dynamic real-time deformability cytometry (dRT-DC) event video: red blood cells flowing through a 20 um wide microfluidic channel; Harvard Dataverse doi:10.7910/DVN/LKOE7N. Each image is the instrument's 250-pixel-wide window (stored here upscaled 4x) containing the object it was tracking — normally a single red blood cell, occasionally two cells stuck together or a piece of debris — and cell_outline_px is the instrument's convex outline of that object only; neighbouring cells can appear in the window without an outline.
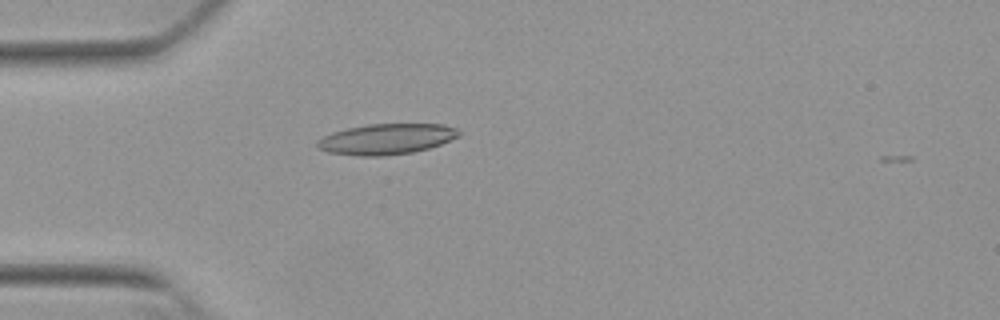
{"species": "Egyptian fruit bat (a non-hibernating species)", "species_latin": "Rousettus aegyptiacus", "temperature_condition": "warm", "stored_images_in_passage": 43, "camera_frame_rate_fps": 3000, "um_per_image_px": 0.085, "animal": {"sex": "female"}, "frame": {"image": 1, "passage_image": 5, "time_ms": 1.333, "image_size_px": [1000, 320], "cell_outline_px": [[460, 136], [440, 144], [428, 148], [412, 152], [384, 156], [360, 156], [328, 152], [320, 148], [316, 144], [316, 140], [332, 132], [348, 128], [368, 124], [444, 124], [456, 128], [460, 132]], "centroid_in_image_um": [32.85, 11.81], "position_along_channel_um": 52.1, "area_um2": 25.2}}
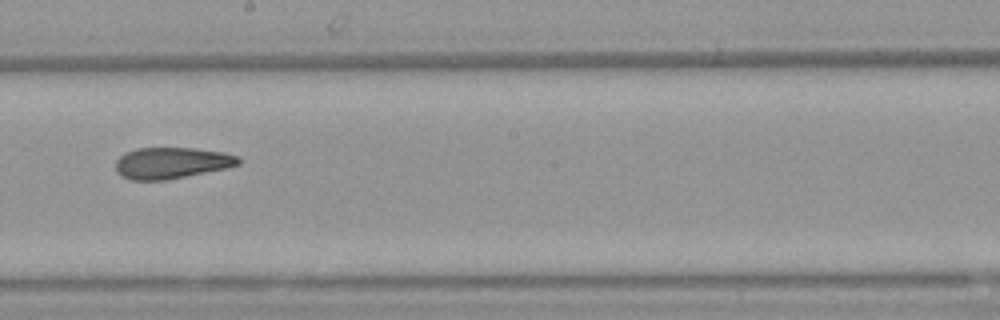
{"frame": {"image": 2, "passage_image": 20, "time_ms": 6.333, "image_size_px": [1000, 320], "cell_outline_px": [[240, 164], [228, 168], [168, 180], [132, 180], [116, 172], [116, 160], [124, 152], [136, 148], [196, 148], [224, 152], [240, 156]], "centroid_in_image_um": [14.62, 13.84], "position_along_channel_um": 233.6, "area_um2": 22.66}}
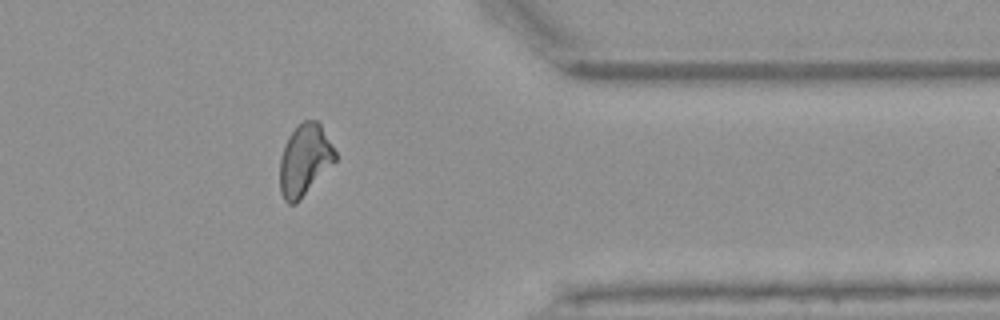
{"frame": {"image": 3, "passage_image": 33, "time_ms": 10.667, "image_size_px": [1000, 320], "cell_outline_px": [[336, 160], [300, 200], [296, 204], [288, 204], [284, 200], [280, 192], [280, 160], [284, 144], [288, 136], [304, 120], [316, 120], [320, 124], [336, 152]], "centroid_in_image_um": [25.88, 13.62], "position_along_channel_um": 385.5, "area_um2": 22.83}, "authors_computed_cell_mechanics": {"area_um2": 23.2356, "velocity_mm_per_s": 3.8375, "shape_relaxation_time_tau1_ms": null, "shape_relaxation_time_tau2_ms": 3.7902, "deformation_change_tau1": null, "deformation_change_tau2": 0.1292}}